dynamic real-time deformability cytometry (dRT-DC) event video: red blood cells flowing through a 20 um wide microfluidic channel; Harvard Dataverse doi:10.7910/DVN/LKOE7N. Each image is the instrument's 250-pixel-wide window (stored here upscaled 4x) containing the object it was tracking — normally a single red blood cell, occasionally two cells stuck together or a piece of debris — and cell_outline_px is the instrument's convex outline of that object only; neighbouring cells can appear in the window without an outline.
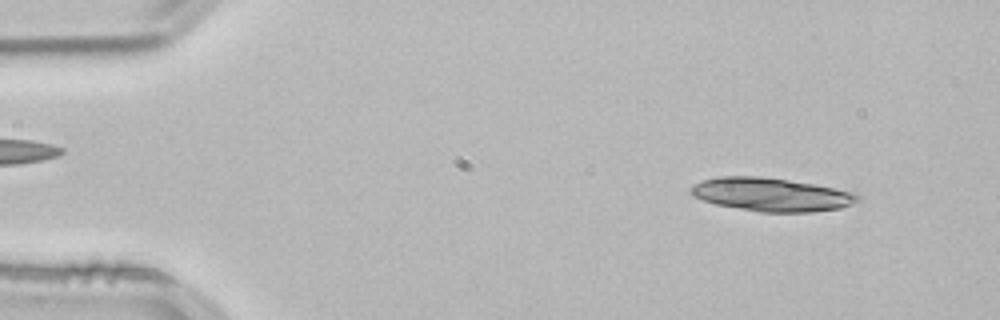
{"species": "common noctule bat (a hibernating species)", "species_latin": "Nyctalus noctula", "temperature_condition": "room temperature", "stored_images_in_passage": 25, "camera_frame_rate_fps": 3000, "um_per_image_px": 0.085, "animal": {"sex": "male", "body_mass_g": 21.5, "forearm_length_mm": 52.0}, "frame": {"image": 1, "passage_image": 2, "time_ms": 0.333, "image_size_px": [1000, 320], "cell_outline_px": [[860, 200], [840, 208], [812, 212], [760, 212], [716, 204], [692, 196], [692, 188], [696, 184], [704, 180], [720, 176], [760, 176], [812, 184], [852, 192], [860, 196]], "centroid_in_image_um": [65.57, 16.54], "position_along_channel_um": 19.4, "area_um2": 31.91}}